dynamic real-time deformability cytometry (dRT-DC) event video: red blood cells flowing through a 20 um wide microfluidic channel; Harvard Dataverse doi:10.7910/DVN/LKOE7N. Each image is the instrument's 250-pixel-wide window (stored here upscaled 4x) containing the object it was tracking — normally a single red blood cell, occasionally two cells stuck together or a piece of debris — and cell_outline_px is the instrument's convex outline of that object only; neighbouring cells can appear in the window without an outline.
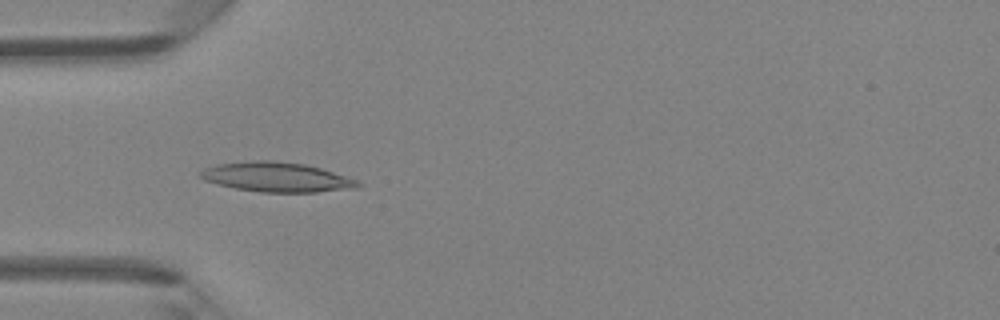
{"species": "Egyptian fruit bat (a non-hibernating species)", "species_latin": "Rousettus aegyptiacus", "temperature_condition": "room temperature", "stored_images_in_passage": 47, "camera_frame_rate_fps": 3000, "um_per_image_px": 0.085, "animal": {"sex": "female"}, "frame": {"image": 1, "passage_image": 15, "time_ms": 4.667, "image_size_px": [1000, 320], "cell_outline_px": [[364, 184], [356, 188], [316, 192], [260, 192], [236, 188], [204, 180], [200, 176], [200, 172], [204, 168], [216, 164], [252, 160], [268, 160], [304, 164], [320, 168], [356, 180]], "centroid_in_image_um": [23.51, 15.05], "position_along_channel_um": 61.5, "area_um2": 26.93}}
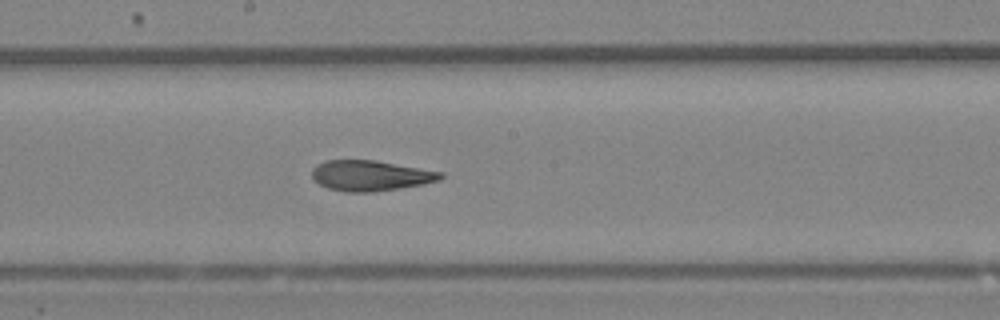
{"frame": {"image": 2, "passage_image": 26, "time_ms": 8.333, "image_size_px": [1000, 320], "cell_outline_px": [[444, 176], [440, 180], [424, 184], [400, 188], [372, 192], [344, 192], [328, 188], [312, 180], [312, 168], [316, 164], [324, 160], [376, 160], [444, 172]], "centroid_in_image_um": [31.49, 14.92], "position_along_channel_um": 216.7, "area_um2": 23.12}}
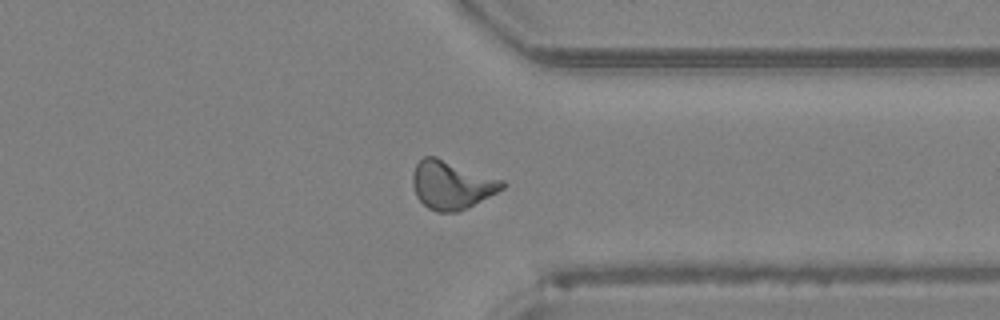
{"frame": {"image": 3, "passage_image": 37, "time_ms": 12.0, "image_size_px": [1000, 320], "cell_outline_px": [[508, 184], [504, 188], [468, 208], [456, 212], [436, 212], [428, 208], [416, 196], [412, 184], [412, 172], [416, 164], [424, 156], [436, 156], [504, 180]], "centroid_in_image_um": [38.39, 15.71], "position_along_channel_um": 373.0, "area_um2": 25.43}, "authors_computed_cell_mechanics": {"area_um2": 23.9292, "velocity_mm_per_s": 4.3063, "shape_relaxation_time_tau1_ms": 9.7427, "shape_relaxation_time_tau2_ms": 3.4234, "deformation_change_tau1": 0.252, "deformation_change_tau2": 0.0882}}